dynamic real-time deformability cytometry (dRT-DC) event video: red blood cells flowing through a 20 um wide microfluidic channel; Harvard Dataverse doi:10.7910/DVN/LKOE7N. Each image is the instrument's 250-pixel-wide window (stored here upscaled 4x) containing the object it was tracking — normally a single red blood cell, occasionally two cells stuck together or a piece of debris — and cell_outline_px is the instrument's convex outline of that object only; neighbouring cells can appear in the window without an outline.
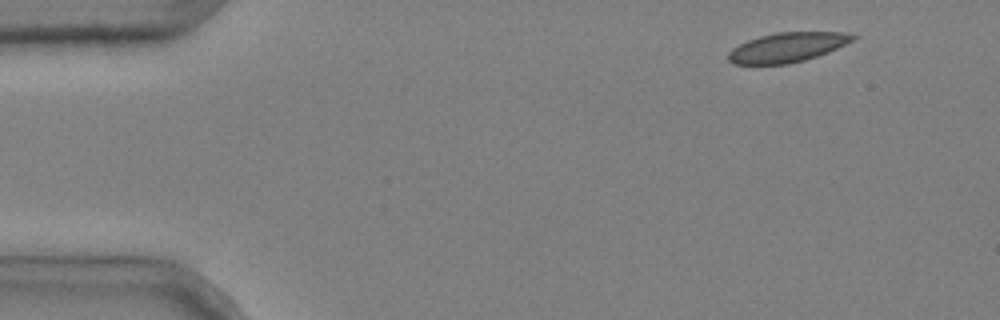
{"species": "common noctule bat (a hibernating species)", "species_latin": "Nyctalus noctula", "temperature_condition": "cold", "stored_images_in_passage": 4, "camera_frame_rate_fps": 3000, "um_per_image_px": 0.085, "animal": {"sex": "male", "body_mass_g": 20.4}, "frame": {"image": 1, "passage_image": 1, "time_ms": 0.0, "image_size_px": [1000, 320], "cell_outline_px": [[860, 36], [828, 52], [804, 60], [788, 64], [732, 64], [728, 60], [728, 52], [732, 48], [748, 40], [760, 36], [776, 32], [844, 32]], "centroid_in_image_um": [66.9, 4.02], "position_along_channel_um": 18.1, "area_um2": 21.33}}
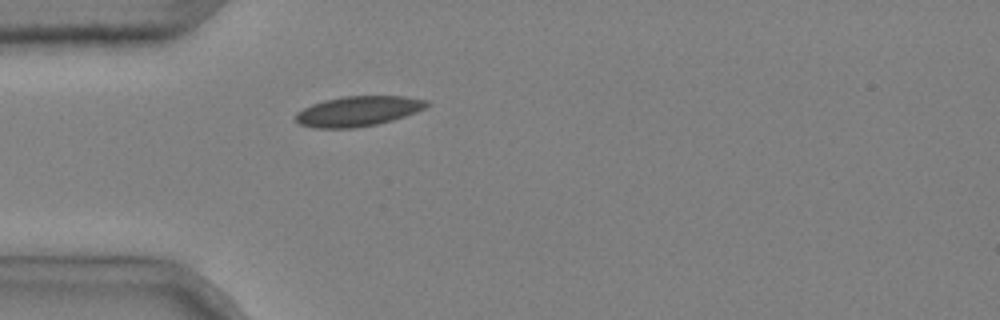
{"frame": {"image": 2, "passage_image": 4, "time_ms": 1.0, "image_size_px": [1000, 320], "cell_outline_px": [[432, 104], [416, 112], [392, 120], [376, 124], [356, 128], [312, 128], [300, 124], [296, 120], [296, 112], [312, 104], [324, 100], [344, 96], [404, 96], [428, 100]], "centroid_in_image_um": [30.45, 9.45], "position_along_channel_um": 54.6, "area_um2": 23.0}}